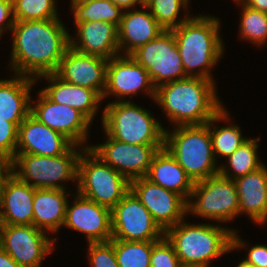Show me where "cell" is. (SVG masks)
<instances>
[{"label": "cell", "mask_w": 267, "mask_h": 267, "mask_svg": "<svg viewBox=\"0 0 267 267\" xmlns=\"http://www.w3.org/2000/svg\"><path fill=\"white\" fill-rule=\"evenodd\" d=\"M139 90L148 92L149 96L155 99L156 87L153 85L148 71L130 55L121 56L120 54V56L109 59L106 88L102 100L112 94L120 98L118 101L121 102V98L133 96Z\"/></svg>", "instance_id": "obj_17"}, {"label": "cell", "mask_w": 267, "mask_h": 267, "mask_svg": "<svg viewBox=\"0 0 267 267\" xmlns=\"http://www.w3.org/2000/svg\"><path fill=\"white\" fill-rule=\"evenodd\" d=\"M32 104L30 114L39 122L61 133L74 145L81 147L86 142L91 122L77 109L51 101L42 91L36 105Z\"/></svg>", "instance_id": "obj_15"}, {"label": "cell", "mask_w": 267, "mask_h": 267, "mask_svg": "<svg viewBox=\"0 0 267 267\" xmlns=\"http://www.w3.org/2000/svg\"><path fill=\"white\" fill-rule=\"evenodd\" d=\"M150 267H183L165 236L153 244Z\"/></svg>", "instance_id": "obj_35"}, {"label": "cell", "mask_w": 267, "mask_h": 267, "mask_svg": "<svg viewBox=\"0 0 267 267\" xmlns=\"http://www.w3.org/2000/svg\"><path fill=\"white\" fill-rule=\"evenodd\" d=\"M108 60L77 52L69 47L55 74L73 85L95 90L101 97L106 88Z\"/></svg>", "instance_id": "obj_18"}, {"label": "cell", "mask_w": 267, "mask_h": 267, "mask_svg": "<svg viewBox=\"0 0 267 267\" xmlns=\"http://www.w3.org/2000/svg\"><path fill=\"white\" fill-rule=\"evenodd\" d=\"M11 32V67L15 74L36 80L41 75L55 73L70 47V34L59 18L15 21Z\"/></svg>", "instance_id": "obj_1"}, {"label": "cell", "mask_w": 267, "mask_h": 267, "mask_svg": "<svg viewBox=\"0 0 267 267\" xmlns=\"http://www.w3.org/2000/svg\"><path fill=\"white\" fill-rule=\"evenodd\" d=\"M46 78L50 86L41 91L53 102L77 109L90 122L93 121L102 97L95 91L63 81L55 73L39 76Z\"/></svg>", "instance_id": "obj_22"}, {"label": "cell", "mask_w": 267, "mask_h": 267, "mask_svg": "<svg viewBox=\"0 0 267 267\" xmlns=\"http://www.w3.org/2000/svg\"><path fill=\"white\" fill-rule=\"evenodd\" d=\"M146 178L167 190L176 192L186 201L189 200L193 190L194 182L165 148L154 155Z\"/></svg>", "instance_id": "obj_26"}, {"label": "cell", "mask_w": 267, "mask_h": 267, "mask_svg": "<svg viewBox=\"0 0 267 267\" xmlns=\"http://www.w3.org/2000/svg\"><path fill=\"white\" fill-rule=\"evenodd\" d=\"M164 148L176 159L193 182L219 173L213 154L208 122L165 129Z\"/></svg>", "instance_id": "obj_5"}, {"label": "cell", "mask_w": 267, "mask_h": 267, "mask_svg": "<svg viewBox=\"0 0 267 267\" xmlns=\"http://www.w3.org/2000/svg\"><path fill=\"white\" fill-rule=\"evenodd\" d=\"M75 25L82 22L103 21L118 27L123 10L108 0H93L83 5L73 6Z\"/></svg>", "instance_id": "obj_31"}, {"label": "cell", "mask_w": 267, "mask_h": 267, "mask_svg": "<svg viewBox=\"0 0 267 267\" xmlns=\"http://www.w3.org/2000/svg\"><path fill=\"white\" fill-rule=\"evenodd\" d=\"M245 260L256 267H267V245L252 246Z\"/></svg>", "instance_id": "obj_39"}, {"label": "cell", "mask_w": 267, "mask_h": 267, "mask_svg": "<svg viewBox=\"0 0 267 267\" xmlns=\"http://www.w3.org/2000/svg\"><path fill=\"white\" fill-rule=\"evenodd\" d=\"M82 151L83 148L81 150L78 145H73L65 154L53 157L15 154L12 174L34 188L65 189L59 181L77 180L78 161Z\"/></svg>", "instance_id": "obj_8"}, {"label": "cell", "mask_w": 267, "mask_h": 267, "mask_svg": "<svg viewBox=\"0 0 267 267\" xmlns=\"http://www.w3.org/2000/svg\"><path fill=\"white\" fill-rule=\"evenodd\" d=\"M107 136L104 144L89 147L98 157L129 181L146 177L154 155L164 145H135Z\"/></svg>", "instance_id": "obj_12"}, {"label": "cell", "mask_w": 267, "mask_h": 267, "mask_svg": "<svg viewBox=\"0 0 267 267\" xmlns=\"http://www.w3.org/2000/svg\"><path fill=\"white\" fill-rule=\"evenodd\" d=\"M239 196V214L246 213L255 223L267 221V168L238 177L234 180Z\"/></svg>", "instance_id": "obj_24"}, {"label": "cell", "mask_w": 267, "mask_h": 267, "mask_svg": "<svg viewBox=\"0 0 267 267\" xmlns=\"http://www.w3.org/2000/svg\"><path fill=\"white\" fill-rule=\"evenodd\" d=\"M77 182L78 194L110 210L130 190V181L105 163L88 146L83 147L78 161Z\"/></svg>", "instance_id": "obj_7"}, {"label": "cell", "mask_w": 267, "mask_h": 267, "mask_svg": "<svg viewBox=\"0 0 267 267\" xmlns=\"http://www.w3.org/2000/svg\"><path fill=\"white\" fill-rule=\"evenodd\" d=\"M12 170V160L0 151V175H11Z\"/></svg>", "instance_id": "obj_40"}, {"label": "cell", "mask_w": 267, "mask_h": 267, "mask_svg": "<svg viewBox=\"0 0 267 267\" xmlns=\"http://www.w3.org/2000/svg\"><path fill=\"white\" fill-rule=\"evenodd\" d=\"M73 145L64 135L50 129L31 114L18 126L16 154L53 157L65 154Z\"/></svg>", "instance_id": "obj_19"}, {"label": "cell", "mask_w": 267, "mask_h": 267, "mask_svg": "<svg viewBox=\"0 0 267 267\" xmlns=\"http://www.w3.org/2000/svg\"><path fill=\"white\" fill-rule=\"evenodd\" d=\"M55 0H13L15 21L58 18Z\"/></svg>", "instance_id": "obj_33"}, {"label": "cell", "mask_w": 267, "mask_h": 267, "mask_svg": "<svg viewBox=\"0 0 267 267\" xmlns=\"http://www.w3.org/2000/svg\"><path fill=\"white\" fill-rule=\"evenodd\" d=\"M33 225H3L0 246L22 267H40L55 240Z\"/></svg>", "instance_id": "obj_13"}, {"label": "cell", "mask_w": 267, "mask_h": 267, "mask_svg": "<svg viewBox=\"0 0 267 267\" xmlns=\"http://www.w3.org/2000/svg\"><path fill=\"white\" fill-rule=\"evenodd\" d=\"M130 56L148 71L156 88L164 83L188 77L172 30H164L156 38L133 51Z\"/></svg>", "instance_id": "obj_10"}, {"label": "cell", "mask_w": 267, "mask_h": 267, "mask_svg": "<svg viewBox=\"0 0 267 267\" xmlns=\"http://www.w3.org/2000/svg\"><path fill=\"white\" fill-rule=\"evenodd\" d=\"M219 28L220 20L216 17L199 15L171 29L187 76L214 81L210 68L224 51ZM196 68L199 70L194 73L192 70Z\"/></svg>", "instance_id": "obj_4"}, {"label": "cell", "mask_w": 267, "mask_h": 267, "mask_svg": "<svg viewBox=\"0 0 267 267\" xmlns=\"http://www.w3.org/2000/svg\"><path fill=\"white\" fill-rule=\"evenodd\" d=\"M2 229H3V221H2L1 214H0V243H1Z\"/></svg>", "instance_id": "obj_48"}, {"label": "cell", "mask_w": 267, "mask_h": 267, "mask_svg": "<svg viewBox=\"0 0 267 267\" xmlns=\"http://www.w3.org/2000/svg\"><path fill=\"white\" fill-rule=\"evenodd\" d=\"M10 177V175H0V200H1V195L3 191V187L5 184V181Z\"/></svg>", "instance_id": "obj_44"}, {"label": "cell", "mask_w": 267, "mask_h": 267, "mask_svg": "<svg viewBox=\"0 0 267 267\" xmlns=\"http://www.w3.org/2000/svg\"><path fill=\"white\" fill-rule=\"evenodd\" d=\"M14 22L13 0H0V36L5 29L10 31Z\"/></svg>", "instance_id": "obj_38"}, {"label": "cell", "mask_w": 267, "mask_h": 267, "mask_svg": "<svg viewBox=\"0 0 267 267\" xmlns=\"http://www.w3.org/2000/svg\"><path fill=\"white\" fill-rule=\"evenodd\" d=\"M224 109L225 108H223L208 122L215 159H217V155L218 157L221 155L227 158L248 139L242 136L240 127L237 125L231 124L230 126L221 127L218 130L216 127L211 129L215 122L224 119L227 120L229 118V114Z\"/></svg>", "instance_id": "obj_28"}, {"label": "cell", "mask_w": 267, "mask_h": 267, "mask_svg": "<svg viewBox=\"0 0 267 267\" xmlns=\"http://www.w3.org/2000/svg\"><path fill=\"white\" fill-rule=\"evenodd\" d=\"M0 267H22L0 246Z\"/></svg>", "instance_id": "obj_41"}, {"label": "cell", "mask_w": 267, "mask_h": 267, "mask_svg": "<svg viewBox=\"0 0 267 267\" xmlns=\"http://www.w3.org/2000/svg\"><path fill=\"white\" fill-rule=\"evenodd\" d=\"M196 200L193 202V198ZM187 212L199 217L227 222L239 215V196L234 180L218 173L194 182Z\"/></svg>", "instance_id": "obj_9"}, {"label": "cell", "mask_w": 267, "mask_h": 267, "mask_svg": "<svg viewBox=\"0 0 267 267\" xmlns=\"http://www.w3.org/2000/svg\"><path fill=\"white\" fill-rule=\"evenodd\" d=\"M246 6L267 13V0H243Z\"/></svg>", "instance_id": "obj_42"}, {"label": "cell", "mask_w": 267, "mask_h": 267, "mask_svg": "<svg viewBox=\"0 0 267 267\" xmlns=\"http://www.w3.org/2000/svg\"><path fill=\"white\" fill-rule=\"evenodd\" d=\"M18 142V127L13 122L0 118V151L11 160L16 154Z\"/></svg>", "instance_id": "obj_37"}, {"label": "cell", "mask_w": 267, "mask_h": 267, "mask_svg": "<svg viewBox=\"0 0 267 267\" xmlns=\"http://www.w3.org/2000/svg\"><path fill=\"white\" fill-rule=\"evenodd\" d=\"M74 204L67 202L63 226L85 233L88 243L112 239L111 210L77 193Z\"/></svg>", "instance_id": "obj_16"}, {"label": "cell", "mask_w": 267, "mask_h": 267, "mask_svg": "<svg viewBox=\"0 0 267 267\" xmlns=\"http://www.w3.org/2000/svg\"><path fill=\"white\" fill-rule=\"evenodd\" d=\"M152 241H124L111 239L120 267H150Z\"/></svg>", "instance_id": "obj_30"}, {"label": "cell", "mask_w": 267, "mask_h": 267, "mask_svg": "<svg viewBox=\"0 0 267 267\" xmlns=\"http://www.w3.org/2000/svg\"><path fill=\"white\" fill-rule=\"evenodd\" d=\"M242 4V16L240 22V34L245 40H249L258 46L267 42V13Z\"/></svg>", "instance_id": "obj_32"}, {"label": "cell", "mask_w": 267, "mask_h": 267, "mask_svg": "<svg viewBox=\"0 0 267 267\" xmlns=\"http://www.w3.org/2000/svg\"><path fill=\"white\" fill-rule=\"evenodd\" d=\"M35 188L11 174L5 181L0 214L3 225H32Z\"/></svg>", "instance_id": "obj_21"}, {"label": "cell", "mask_w": 267, "mask_h": 267, "mask_svg": "<svg viewBox=\"0 0 267 267\" xmlns=\"http://www.w3.org/2000/svg\"><path fill=\"white\" fill-rule=\"evenodd\" d=\"M76 28L78 39L70 36V47L77 52L106 60L120 55L116 25L103 21H91L79 23Z\"/></svg>", "instance_id": "obj_20"}, {"label": "cell", "mask_w": 267, "mask_h": 267, "mask_svg": "<svg viewBox=\"0 0 267 267\" xmlns=\"http://www.w3.org/2000/svg\"><path fill=\"white\" fill-rule=\"evenodd\" d=\"M118 29L119 53L124 48L125 55L156 38L165 29L156 21L150 11L134 10L123 12Z\"/></svg>", "instance_id": "obj_23"}, {"label": "cell", "mask_w": 267, "mask_h": 267, "mask_svg": "<svg viewBox=\"0 0 267 267\" xmlns=\"http://www.w3.org/2000/svg\"><path fill=\"white\" fill-rule=\"evenodd\" d=\"M65 194V189L35 188L32 225L45 232L58 231L65 221Z\"/></svg>", "instance_id": "obj_27"}, {"label": "cell", "mask_w": 267, "mask_h": 267, "mask_svg": "<svg viewBox=\"0 0 267 267\" xmlns=\"http://www.w3.org/2000/svg\"><path fill=\"white\" fill-rule=\"evenodd\" d=\"M88 253L92 267H120L114 246L110 241L89 243Z\"/></svg>", "instance_id": "obj_36"}, {"label": "cell", "mask_w": 267, "mask_h": 267, "mask_svg": "<svg viewBox=\"0 0 267 267\" xmlns=\"http://www.w3.org/2000/svg\"><path fill=\"white\" fill-rule=\"evenodd\" d=\"M130 190L164 231L183 220L188 213L187 201L181 195L151 182L146 177L131 180Z\"/></svg>", "instance_id": "obj_14"}, {"label": "cell", "mask_w": 267, "mask_h": 267, "mask_svg": "<svg viewBox=\"0 0 267 267\" xmlns=\"http://www.w3.org/2000/svg\"><path fill=\"white\" fill-rule=\"evenodd\" d=\"M257 141L260 139H247L233 154L227 157V165H230L228 166L230 169L227 166L219 167V173L235 180L262 167L263 164L258 161L257 149L259 145ZM230 170L233 172L232 174L229 173Z\"/></svg>", "instance_id": "obj_29"}, {"label": "cell", "mask_w": 267, "mask_h": 267, "mask_svg": "<svg viewBox=\"0 0 267 267\" xmlns=\"http://www.w3.org/2000/svg\"><path fill=\"white\" fill-rule=\"evenodd\" d=\"M188 3L189 0H151L143 8L148 9L165 30H171L190 19L191 16L185 14L183 19L176 20L180 8H186Z\"/></svg>", "instance_id": "obj_34"}, {"label": "cell", "mask_w": 267, "mask_h": 267, "mask_svg": "<svg viewBox=\"0 0 267 267\" xmlns=\"http://www.w3.org/2000/svg\"><path fill=\"white\" fill-rule=\"evenodd\" d=\"M110 3L120 7L123 11L131 7H135L139 3L138 0H108Z\"/></svg>", "instance_id": "obj_43"}, {"label": "cell", "mask_w": 267, "mask_h": 267, "mask_svg": "<svg viewBox=\"0 0 267 267\" xmlns=\"http://www.w3.org/2000/svg\"><path fill=\"white\" fill-rule=\"evenodd\" d=\"M112 239L152 241L164 237V230L137 196L129 192L111 210Z\"/></svg>", "instance_id": "obj_11"}, {"label": "cell", "mask_w": 267, "mask_h": 267, "mask_svg": "<svg viewBox=\"0 0 267 267\" xmlns=\"http://www.w3.org/2000/svg\"><path fill=\"white\" fill-rule=\"evenodd\" d=\"M164 236L174 247L183 267H208L214 258L245 246L233 229L186 224L184 219L167 228Z\"/></svg>", "instance_id": "obj_3"}, {"label": "cell", "mask_w": 267, "mask_h": 267, "mask_svg": "<svg viewBox=\"0 0 267 267\" xmlns=\"http://www.w3.org/2000/svg\"><path fill=\"white\" fill-rule=\"evenodd\" d=\"M102 117L104 132L115 140L135 145H164L165 128L150 112L129 100L108 103Z\"/></svg>", "instance_id": "obj_6"}, {"label": "cell", "mask_w": 267, "mask_h": 267, "mask_svg": "<svg viewBox=\"0 0 267 267\" xmlns=\"http://www.w3.org/2000/svg\"><path fill=\"white\" fill-rule=\"evenodd\" d=\"M93 0H71V6H77V5H83V4H86V3H89Z\"/></svg>", "instance_id": "obj_45"}, {"label": "cell", "mask_w": 267, "mask_h": 267, "mask_svg": "<svg viewBox=\"0 0 267 267\" xmlns=\"http://www.w3.org/2000/svg\"><path fill=\"white\" fill-rule=\"evenodd\" d=\"M234 1H235V0H234ZM242 1H243V0H236L235 2H236V3H239V2H242Z\"/></svg>", "instance_id": "obj_49"}, {"label": "cell", "mask_w": 267, "mask_h": 267, "mask_svg": "<svg viewBox=\"0 0 267 267\" xmlns=\"http://www.w3.org/2000/svg\"><path fill=\"white\" fill-rule=\"evenodd\" d=\"M214 82L188 76L164 83L156 88L154 100L176 126L206 124L224 108Z\"/></svg>", "instance_id": "obj_2"}, {"label": "cell", "mask_w": 267, "mask_h": 267, "mask_svg": "<svg viewBox=\"0 0 267 267\" xmlns=\"http://www.w3.org/2000/svg\"><path fill=\"white\" fill-rule=\"evenodd\" d=\"M237 267H256V266L243 259V261H241Z\"/></svg>", "instance_id": "obj_46"}, {"label": "cell", "mask_w": 267, "mask_h": 267, "mask_svg": "<svg viewBox=\"0 0 267 267\" xmlns=\"http://www.w3.org/2000/svg\"><path fill=\"white\" fill-rule=\"evenodd\" d=\"M14 76L13 79L0 80V118L18 127L30 114V90L36 79Z\"/></svg>", "instance_id": "obj_25"}, {"label": "cell", "mask_w": 267, "mask_h": 267, "mask_svg": "<svg viewBox=\"0 0 267 267\" xmlns=\"http://www.w3.org/2000/svg\"><path fill=\"white\" fill-rule=\"evenodd\" d=\"M139 4L143 7L146 6L151 0H138Z\"/></svg>", "instance_id": "obj_47"}]
</instances>
